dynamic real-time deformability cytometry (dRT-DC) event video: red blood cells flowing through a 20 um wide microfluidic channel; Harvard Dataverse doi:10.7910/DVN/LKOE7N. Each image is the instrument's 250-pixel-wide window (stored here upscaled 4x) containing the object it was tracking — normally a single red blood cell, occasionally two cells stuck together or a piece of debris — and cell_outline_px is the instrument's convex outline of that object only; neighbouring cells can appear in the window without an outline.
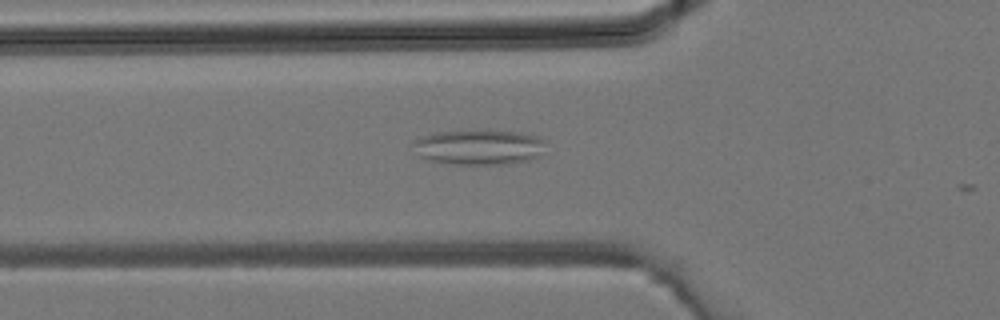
{"species": "common noctule bat (a hibernating species)", "species_latin": "Nyctalus noctula", "temperature_condition": "room temperature", "stored_images_in_passage": 3, "camera_frame_rate_fps": 3000, "um_per_image_px": 0.085, "animal": {"sex": "male", "body_mass_g": 19.2, "forearm_length_mm": 51.8}, "frame": {"image": 1, "passage_image": 2, "time_ms": 0.333, "image_size_px": [1000, 320], "cell_outline_px": [[544, 140], [536, 156], [532, 160], [508, 164], [456, 164], [432, 160], [420, 156], [416, 144], [416, 140], [420, 136], [436, 132], [520, 132], [536, 136]], "centroid_in_image_um": [40.73, 12.53], "position_along_channel_um": 85.1, "area_um2": 25.89}}